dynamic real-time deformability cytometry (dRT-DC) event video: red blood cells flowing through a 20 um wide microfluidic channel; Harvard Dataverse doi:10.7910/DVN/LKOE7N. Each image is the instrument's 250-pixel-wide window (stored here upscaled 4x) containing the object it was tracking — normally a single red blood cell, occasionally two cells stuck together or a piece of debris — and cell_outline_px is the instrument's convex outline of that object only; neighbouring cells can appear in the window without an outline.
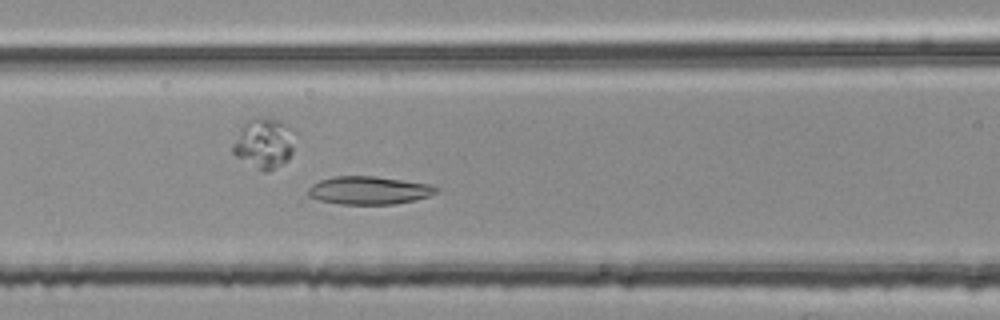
{"species": "common noctule bat (a hibernating species)", "species_latin": "Nyctalus noctula", "temperature_condition": "room temperature", "stored_images_in_passage": 47, "segment_of_instrument_passage": [1, 2], "camera_frame_rate_fps": 3000, "um_per_image_px": 0.085, "animal": {"sex": "female", "body_mass_g": 25.1}, "frame": {"image": 1, "passage_image": 17, "time_ms": 5.333, "image_size_px": [1000, 320], "cell_outline_px": [[440, 188], [436, 192], [428, 196], [416, 200], [392, 204], [340, 204], [320, 200], [308, 196], [308, 188], [312, 184], [320, 180], [332, 176], [376, 176], [432, 184]], "centroid_in_image_um": [31.37, 16.17], "position_along_channel_um": 135.2, "area_um2": 21.04}}
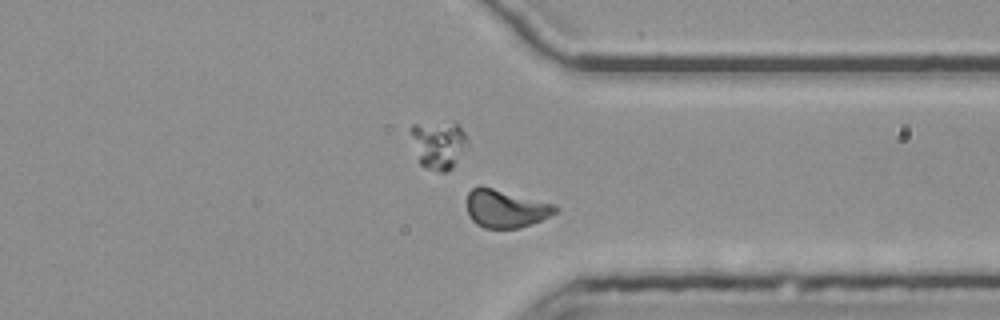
{"frame": {"image": 2, "passage_image": 36, "time_ms": 11.667, "image_size_px": [1000, 320], "cell_outline_px": [[560, 208], [556, 212], [532, 224], [520, 228], [484, 228], [476, 224], [468, 216], [468, 192], [472, 188], [480, 184], [556, 204]], "centroid_in_image_um": [42.98, 17.71], "position_along_channel_um": 368.4, "area_um2": 19.83}}
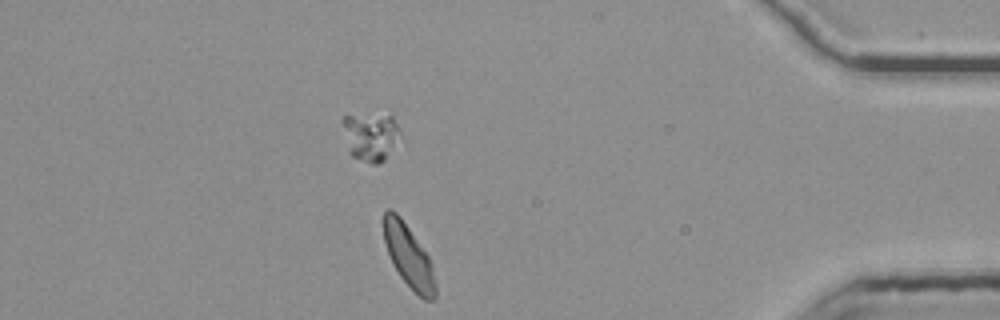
{"frame": {"image": 3, "passage_image": 42, "time_ms": 13.667, "image_size_px": [1000, 320], "cell_outline_px": [[436, 296], [432, 300], [424, 300], [400, 276], [392, 264], [384, 240], [384, 212], [388, 208], [392, 208], [400, 216], [428, 256], [432, 264], [436, 288]], "centroid_in_image_um": [34.73, 21.77], "position_along_channel_um": 400.5, "area_um2": 18.5}}